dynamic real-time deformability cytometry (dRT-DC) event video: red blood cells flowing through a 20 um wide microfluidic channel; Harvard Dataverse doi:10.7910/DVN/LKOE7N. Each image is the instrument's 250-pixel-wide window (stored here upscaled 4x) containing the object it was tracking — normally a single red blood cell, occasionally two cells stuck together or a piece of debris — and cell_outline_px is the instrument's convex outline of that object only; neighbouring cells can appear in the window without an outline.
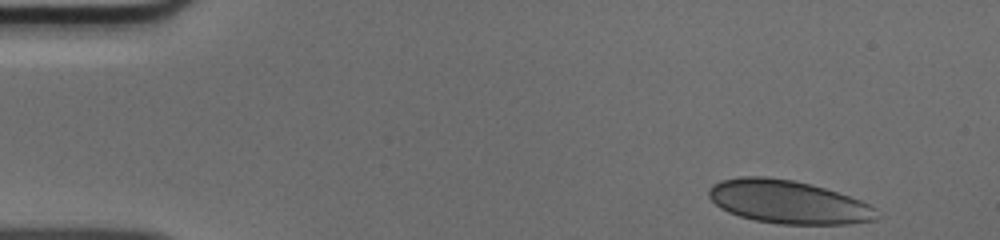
{"species": "human", "species_latin": "Homo sapiens", "temperature_condition": "cold", "stored_images_in_passage": 46, "camera_frame_rate_fps": 3000, "um_per_image_px": 0.085, "donor": {"sex": "male"}, "frame": {"image": 1, "passage_image": 1, "time_ms": 0.0, "image_size_px": [1000, 240], "cell_outline_px": [[880, 216], [876, 220], [848, 224], [780, 224], [756, 220], [740, 216], [728, 212], [720, 208], [708, 196], [708, 188], [712, 184], [720, 180], [740, 176], [764, 176], [792, 180], [812, 184], [860, 200], [876, 208]], "centroid_in_image_um": [66.98, 17.16], "position_along_channel_um": 18.0, "area_um2": 42.43}}
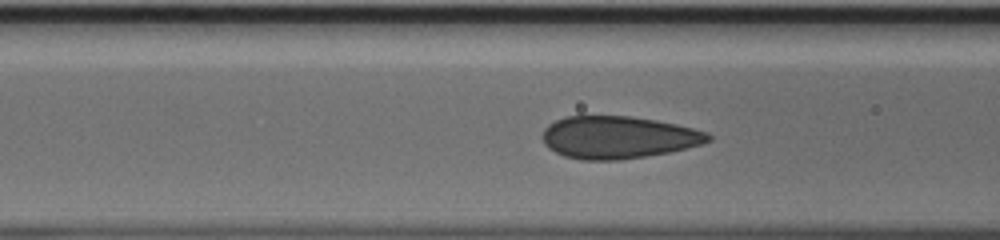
{"frame": {"image": 2, "passage_image": 16, "time_ms": 5.0, "image_size_px": [1000, 240], "cell_outline_px": [[712, 140], [700, 144], [668, 152], [620, 160], [580, 160], [564, 156], [548, 148], [544, 144], [540, 136], [544, 128], [548, 124], [564, 116], [632, 116], [656, 120], [676, 124], [708, 132], [712, 136]], "centroid_in_image_um": [52.49, 11.67], "position_along_channel_um": 114.1, "area_um2": 41.1}}
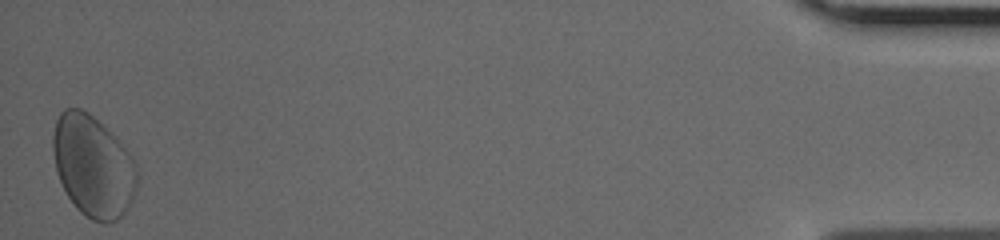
{"frame": {"image": 3, "passage_image": 46, "time_ms": 15.0, "image_size_px": [1000, 240], "cell_outline_px": [[136, 188], [124, 212], [116, 220], [108, 224], [104, 224], [92, 220], [84, 216], [76, 208], [68, 196], [56, 172], [52, 148], [52, 136], [56, 120], [60, 112], [64, 108], [80, 108], [88, 112], [132, 156], [136, 164]], "centroid_in_image_um": [7.86, 14.14], "position_along_channel_um": 427.3, "area_um2": 49.19}}